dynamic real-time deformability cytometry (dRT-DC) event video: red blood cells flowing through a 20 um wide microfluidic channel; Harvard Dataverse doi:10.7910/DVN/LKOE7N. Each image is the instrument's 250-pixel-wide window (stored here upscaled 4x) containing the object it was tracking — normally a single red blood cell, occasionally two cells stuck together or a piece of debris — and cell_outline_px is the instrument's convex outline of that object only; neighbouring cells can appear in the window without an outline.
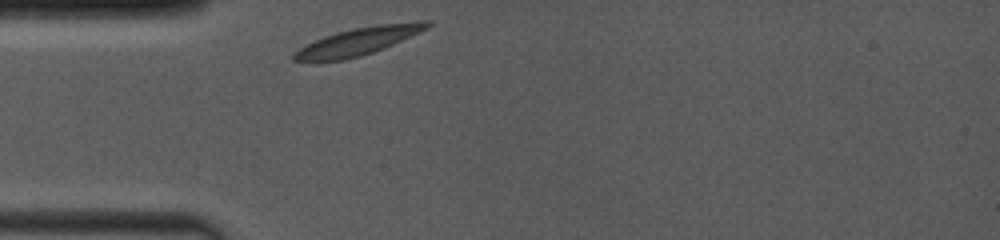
{"species": "common noctule bat (a hibernating species)", "species_latin": "Nyctalus noctula", "temperature_condition": "room temperature", "stored_images_in_passage": 29, "camera_frame_rate_fps": 4000, "um_per_image_px": 0.085, "animal": {"sex": "female", "body_mass_g": 19.0, "forearm_length_mm": 53.3}, "frame": {"image": 1, "passage_image": 1, "time_ms": 0.0, "image_size_px": [1000, 240], "cell_outline_px": [[432, 24], [428, 28], [420, 32], [392, 44], [372, 52], [360, 56], [344, 60], [292, 60], [292, 56], [300, 48], [324, 36], [336, 32], [352, 28], [380, 24], [420, 20], [432, 20]], "centroid_in_image_um": [30.54, 3.47], "position_along_channel_um": 54.5, "area_um2": 20.98}}
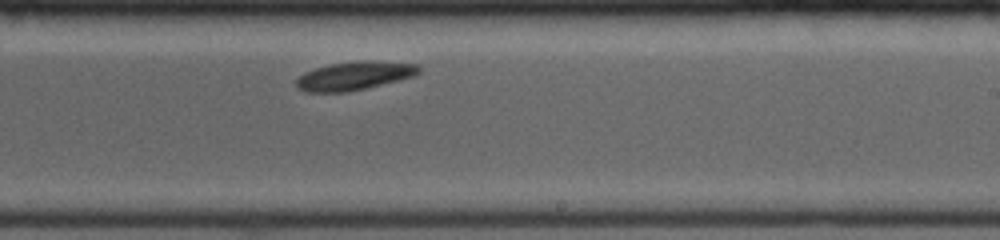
{"frame": {"image": 2, "passage_image": 17, "time_ms": 5.5, "image_size_px": [1000, 240], "cell_outline_px": [[420, 72], [412, 76], [348, 92], [304, 92], [296, 88], [296, 80], [304, 72], [316, 68], [332, 64], [360, 60], [372, 60], [416, 64], [420, 68]], "centroid_in_image_um": [30.07, 6.44], "position_along_channel_um": 258.9, "area_um2": 20.11}}
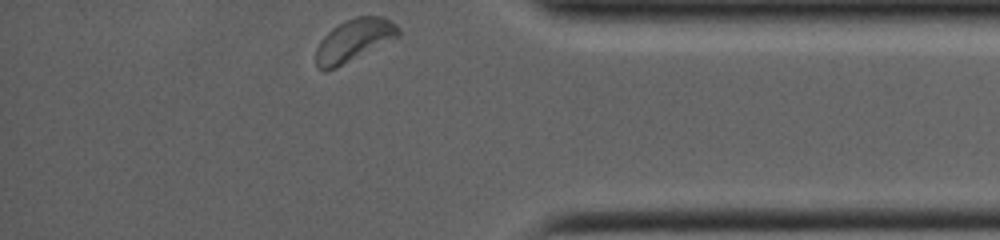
{"frame": {"image": 3, "passage_image": 29, "time_ms": 9.5, "image_size_px": [1000, 240], "cell_outline_px": [[400, 36], [336, 68], [324, 72], [316, 68], [316, 48], [320, 40], [332, 28], [356, 16], [384, 16], [396, 24], [400, 28]], "centroid_in_image_um": [30.08, 3.43], "position_along_channel_um": 405.1, "area_um2": 20.4}, "authors_computed_cell_mechanics": {"area_um2": 20.2878, "velocity_mm_per_s": 3.8459, "shape_relaxation_time_tau1_ms": 1.568, "shape_relaxation_time_tau2_ms": null, "deformation_change_tau1": 0.0898, "deformation_change_tau2": null}}